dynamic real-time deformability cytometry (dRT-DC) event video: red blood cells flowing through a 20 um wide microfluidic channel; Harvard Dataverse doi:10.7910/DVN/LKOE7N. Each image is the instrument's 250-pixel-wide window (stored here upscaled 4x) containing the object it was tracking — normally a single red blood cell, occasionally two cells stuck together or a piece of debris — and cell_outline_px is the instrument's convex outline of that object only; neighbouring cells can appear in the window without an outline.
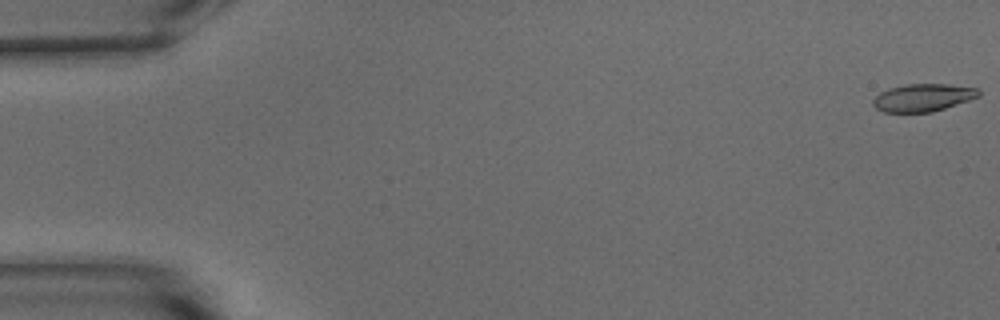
{"species": "common noctule bat (a hibernating species)", "species_latin": "Nyctalus noctula", "temperature_condition": "warm", "stored_images_in_passage": 12, "camera_frame_rate_fps": 3000, "um_per_image_px": 0.085, "animal": {"sex": "male", "body_mass_g": 15.6}, "frame": {"image": 1, "passage_image": 1, "time_ms": 0.0, "image_size_px": [1000, 320], "cell_outline_px": [[980, 96], [932, 112], [884, 112], [876, 108], [872, 104], [872, 100], [880, 92], [888, 88], [904, 84], [948, 84], [980, 88]], "centroid_in_image_um": [78.44, 8.28], "position_along_channel_um": 6.6, "area_um2": 17.05}}